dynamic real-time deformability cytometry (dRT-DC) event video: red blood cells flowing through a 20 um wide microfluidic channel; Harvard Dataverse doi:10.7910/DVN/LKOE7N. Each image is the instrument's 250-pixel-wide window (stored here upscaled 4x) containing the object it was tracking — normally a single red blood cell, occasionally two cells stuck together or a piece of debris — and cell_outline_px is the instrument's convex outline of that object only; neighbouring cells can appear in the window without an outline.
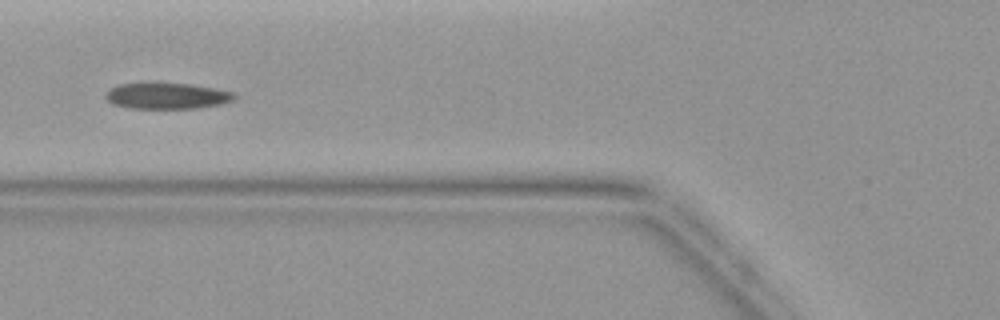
{"species": "common noctule bat (a hibernating species)", "species_latin": "Nyctalus noctula", "temperature_condition": "warm", "stored_images_in_passage": 4, "camera_frame_rate_fps": 3000, "um_per_image_px": 0.085, "animal": {"sex": "female", "body_mass_g": 19.9}, "frame": {"image": 1, "passage_image": 4, "time_ms": 4.0, "image_size_px": [1000, 320], "cell_outline_px": [[236, 96], [232, 100], [220, 104], [196, 108], [128, 108], [112, 104], [104, 96], [104, 92], [108, 88], [120, 84], [192, 84], [232, 92]], "centroid_in_image_um": [14.12, 8.16], "position_along_channel_um": 111.7, "area_um2": 19.25}}